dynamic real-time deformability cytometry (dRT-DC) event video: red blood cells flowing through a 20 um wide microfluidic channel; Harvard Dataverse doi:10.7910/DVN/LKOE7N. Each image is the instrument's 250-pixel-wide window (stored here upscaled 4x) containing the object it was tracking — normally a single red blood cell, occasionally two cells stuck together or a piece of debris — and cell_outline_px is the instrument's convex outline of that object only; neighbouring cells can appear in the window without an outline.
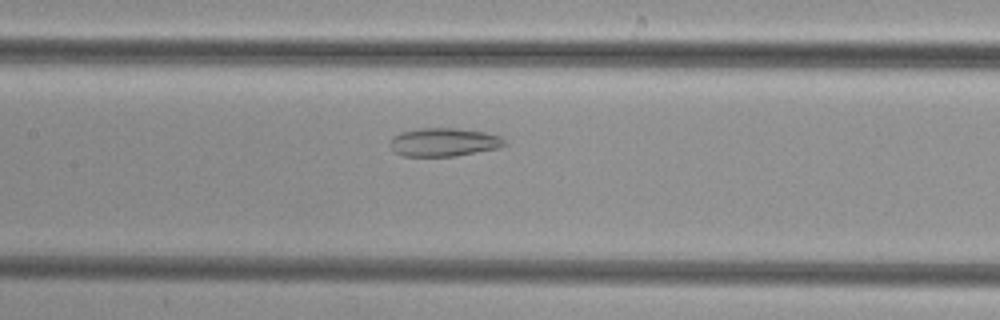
{"species": "common noctule bat (a hibernating species)", "species_latin": "Nyctalus noctula", "temperature_condition": "cold", "stored_images_in_passage": 48, "camera_frame_rate_fps": 3000, "um_per_image_px": 0.085, "animal": {"sex": "female", "body_mass_g": 29.2, "forearm_length_mm": 56.3}, "frame": {"image": 1, "passage_image": 21, "time_ms": 6.667, "image_size_px": [1000, 320], "cell_outline_px": [[504, 144], [496, 148], [456, 156], [404, 156], [396, 152], [392, 148], [392, 136], [400, 132], [420, 128], [456, 128], [484, 132], [500, 136], [504, 140]], "centroid_in_image_um": [37.7, 12.07], "position_along_channel_um": 169.7, "area_um2": 18.61}}
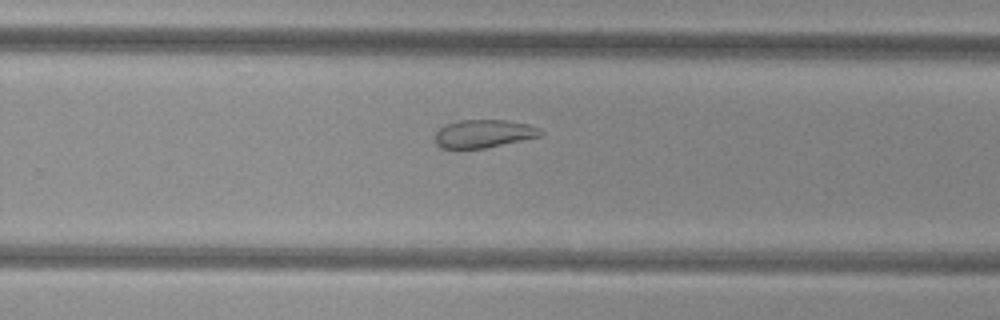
{"frame": {"image": 2, "passage_image": 30, "time_ms": 9.667, "image_size_px": [1000, 320], "cell_outline_px": [[544, 132], [540, 136], [484, 148], [440, 148], [436, 144], [436, 132], [440, 128], [448, 124], [460, 120], [508, 120], [528, 124], [540, 128]], "centroid_in_image_um": [41.13, 11.35], "position_along_channel_um": 288.7, "area_um2": 17.05}}
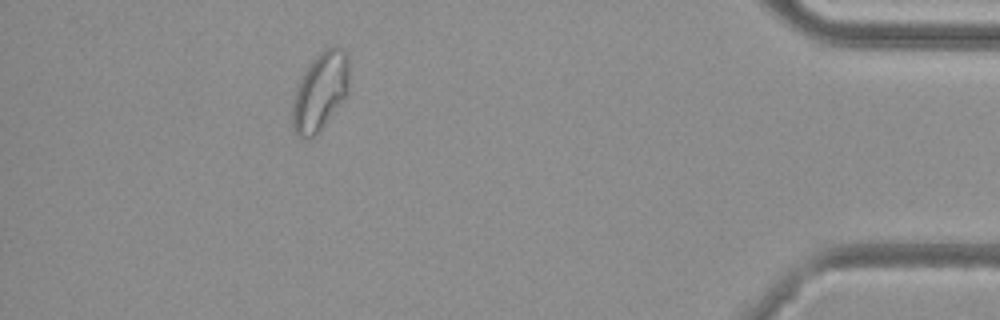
{"frame": {"image": 3, "passage_image": 43, "time_ms": 14.0, "image_size_px": [1000, 320], "cell_outline_px": [[348, 92], [344, 100], [320, 128], [308, 140], [300, 140], [296, 136], [292, 128], [292, 104], [296, 88], [308, 64], [324, 48], [336, 44], [348, 52]], "centroid_in_image_um": [27.21, 7.75], "position_along_channel_um": 408.0, "area_um2": 26.07}}